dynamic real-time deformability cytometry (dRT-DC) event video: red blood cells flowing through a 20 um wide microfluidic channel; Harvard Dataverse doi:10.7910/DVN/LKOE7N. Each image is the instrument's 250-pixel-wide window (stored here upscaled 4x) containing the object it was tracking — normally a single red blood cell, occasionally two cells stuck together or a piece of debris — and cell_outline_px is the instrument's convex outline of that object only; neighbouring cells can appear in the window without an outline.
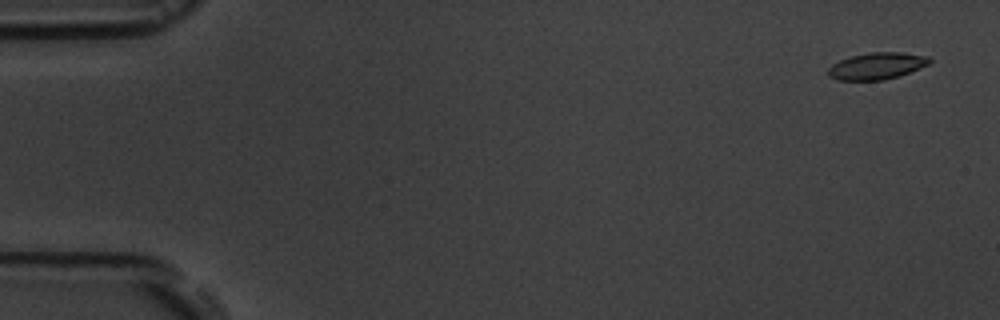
{"species": "common noctule bat (a hibernating species)", "species_latin": "Nyctalus noctula", "temperature_condition": "room temperature", "stored_images_in_passage": 8, "camera_frame_rate_fps": 3000, "um_per_image_px": 0.085, "animal": {"sex": "male", "body_mass_g": 19.5, "forearm_length_mm": 54.6}, "frame": {"image": 1, "passage_image": 1, "time_ms": 0.0, "image_size_px": [1000, 320], "cell_outline_px": [[932, 60], [928, 64], [920, 68], [900, 76], [884, 80], [836, 80], [828, 76], [828, 68], [832, 64], [840, 60], [852, 56], [872, 52], [900, 52], [928, 56]], "centroid_in_image_um": [74.53, 5.61], "position_along_channel_um": 10.5, "area_um2": 15.84}}
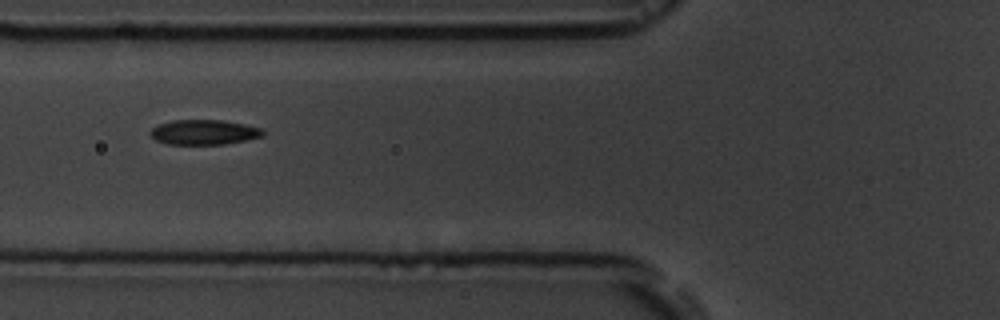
{"frame": {"image": 2, "passage_image": 6, "time_ms": 6.333, "image_size_px": [1000, 320], "cell_outline_px": [[264, 136], [224, 144], [168, 144], [156, 140], [148, 132], [152, 128], [160, 124], [172, 120], [224, 120], [244, 124], [260, 128], [264, 132]], "centroid_in_image_um": [17.33, 11.23], "position_along_channel_um": 108.5, "area_um2": 16.24}}
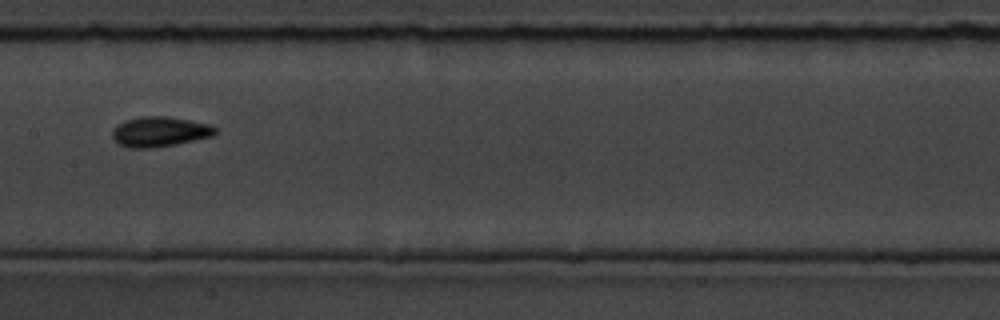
{"frame": {"image": 3, "passage_image": 8, "time_ms": 8.667, "image_size_px": [1000, 320], "cell_outline_px": [[220, 132], [212, 136], [176, 144], [152, 148], [128, 148], [116, 144], [112, 136], [112, 132], [120, 124], [128, 120], [140, 116], [168, 116], [208, 124], [216, 128]], "centroid_in_image_um": [13.58, 11.21], "position_along_channel_um": 193.8, "area_um2": 17.98}}